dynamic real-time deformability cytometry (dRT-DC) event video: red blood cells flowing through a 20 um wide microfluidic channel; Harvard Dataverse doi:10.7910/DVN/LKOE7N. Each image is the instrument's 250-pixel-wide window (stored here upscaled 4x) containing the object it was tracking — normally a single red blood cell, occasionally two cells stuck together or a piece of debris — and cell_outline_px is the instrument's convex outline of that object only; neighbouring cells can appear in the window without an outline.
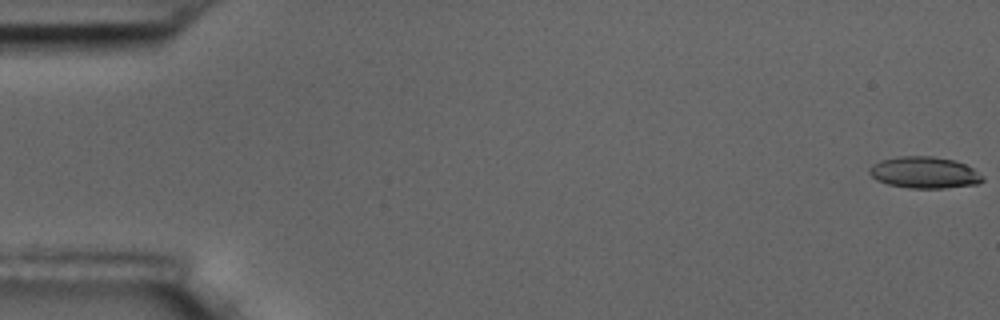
{"species": "common noctule bat (a hibernating species)", "species_latin": "Nyctalus noctula", "temperature_condition": "room temperature", "stored_images_in_passage": 59, "camera_frame_rate_fps": 3000, "um_per_image_px": 0.085, "animal": {"sex": "male", "body_mass_g": 17.5, "forearm_length_mm": 52.3}, "frame": {"image": 1, "passage_image": 1, "time_ms": 0.0, "image_size_px": [1000, 320], "cell_outline_px": [[984, 180], [980, 184], [944, 188], [908, 188], [888, 184], [876, 180], [868, 172], [868, 168], [872, 164], [880, 160], [900, 156], [932, 156], [956, 160], [972, 168], [984, 176]], "centroid_in_image_um": [78.58, 14.66], "position_along_channel_um": 6.4, "area_um2": 21.04}}
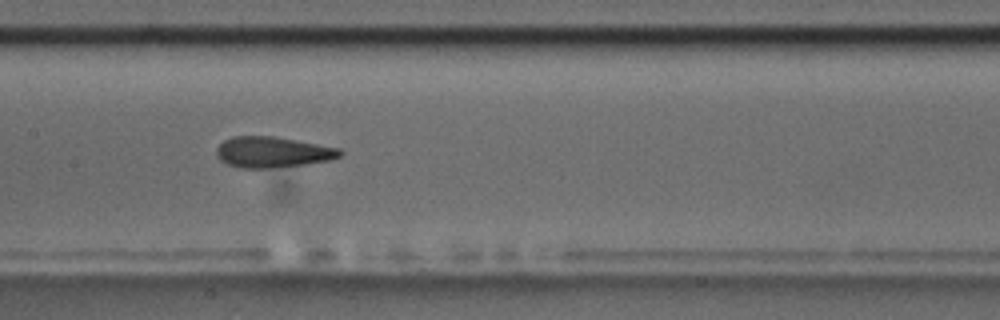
{"frame": {"image": 2, "passage_image": 29, "time_ms": 9.333, "image_size_px": [1000, 320], "cell_outline_px": [[344, 152], [340, 156], [332, 160], [304, 164], [268, 168], [240, 168], [228, 164], [220, 160], [216, 152], [216, 148], [224, 140], [232, 136], [272, 136], [296, 140], [340, 148]], "centroid_in_image_um": [23.18, 12.93], "position_along_channel_um": 184.2, "area_um2": 22.14}}
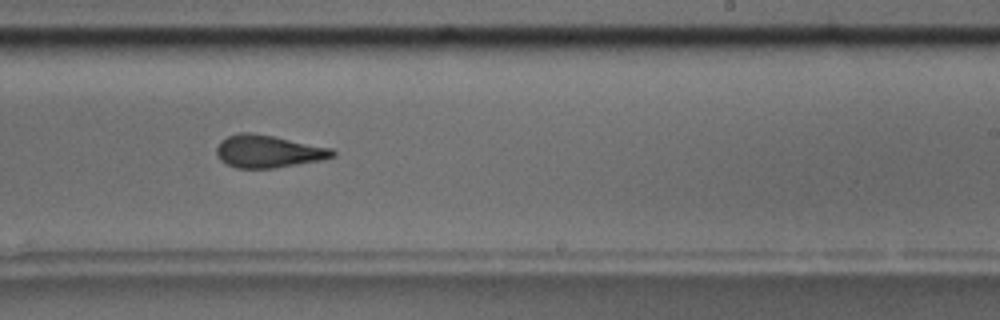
{"frame": {"image": 3, "passage_image": 36, "time_ms": 11.667, "image_size_px": [1000, 320], "cell_outline_px": [[336, 156], [320, 160], [272, 168], [236, 168], [220, 160], [216, 152], [216, 148], [220, 140], [228, 136], [240, 132], [252, 132], [332, 148], [336, 152]], "centroid_in_image_um": [22.78, 12.86], "position_along_channel_um": 266.2, "area_um2": 21.85}}